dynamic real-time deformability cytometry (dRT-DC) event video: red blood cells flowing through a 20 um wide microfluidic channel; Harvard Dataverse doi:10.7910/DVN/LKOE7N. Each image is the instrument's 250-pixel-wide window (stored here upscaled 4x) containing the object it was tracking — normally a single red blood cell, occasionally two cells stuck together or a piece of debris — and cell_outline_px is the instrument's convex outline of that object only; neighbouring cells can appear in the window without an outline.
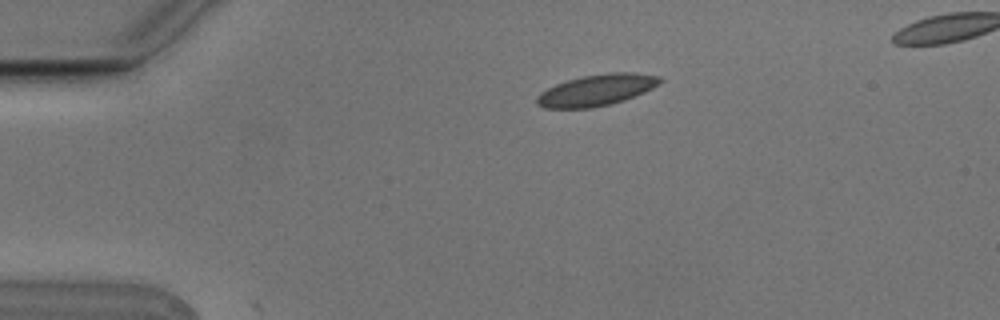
{"species": "Egyptian fruit bat (a non-hibernating species)", "species_latin": "Rousettus aegyptiacus", "temperature_condition": "cold", "stored_images_in_passage": 3, "camera_frame_rate_fps": 3000, "um_per_image_px": 0.085, "animal": {"sex": "male"}, "frame": {"image": 1, "passage_image": 1, "time_ms": 0.0, "image_size_px": [1000, 320], "cell_outline_px": [[664, 80], [660, 84], [644, 92], [624, 100], [592, 108], [544, 108], [536, 104], [536, 96], [540, 92], [556, 84], [580, 76], [608, 72], [632, 72], [660, 76]], "centroid_in_image_um": [50.71, 7.65], "position_along_channel_um": 34.3, "area_um2": 22.6}}